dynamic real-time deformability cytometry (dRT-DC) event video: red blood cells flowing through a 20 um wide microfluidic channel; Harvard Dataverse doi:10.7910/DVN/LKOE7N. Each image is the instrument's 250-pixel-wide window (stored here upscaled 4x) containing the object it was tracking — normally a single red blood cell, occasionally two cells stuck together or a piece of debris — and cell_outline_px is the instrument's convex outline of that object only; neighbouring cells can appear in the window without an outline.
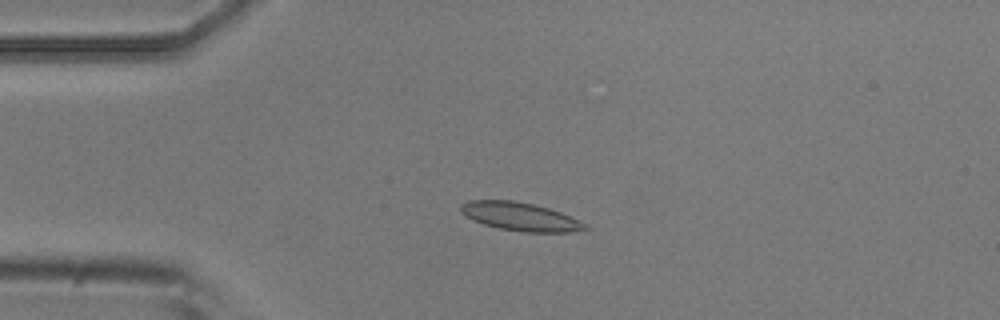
{"species": "common noctule bat (a hibernating species)", "species_latin": "Nyctalus noctula", "temperature_condition": "room temperature", "stored_images_in_passage": 4, "camera_frame_rate_fps": 3000, "um_per_image_px": 0.085, "animal": {"sex": "male", "body_mass_g": 20.5, "forearm_length_mm": 52.5}, "frame": {"image": 1, "passage_image": 3, "time_ms": 2.0, "image_size_px": [1000, 320], "cell_outline_px": [[592, 228], [572, 232], [524, 232], [500, 228], [484, 224], [472, 220], [464, 216], [460, 212], [460, 204], [468, 200], [512, 200], [532, 204], [548, 208], [560, 212]], "centroid_in_image_um": [44.16, 18.41], "position_along_channel_um": 40.8, "area_um2": 20.4}}